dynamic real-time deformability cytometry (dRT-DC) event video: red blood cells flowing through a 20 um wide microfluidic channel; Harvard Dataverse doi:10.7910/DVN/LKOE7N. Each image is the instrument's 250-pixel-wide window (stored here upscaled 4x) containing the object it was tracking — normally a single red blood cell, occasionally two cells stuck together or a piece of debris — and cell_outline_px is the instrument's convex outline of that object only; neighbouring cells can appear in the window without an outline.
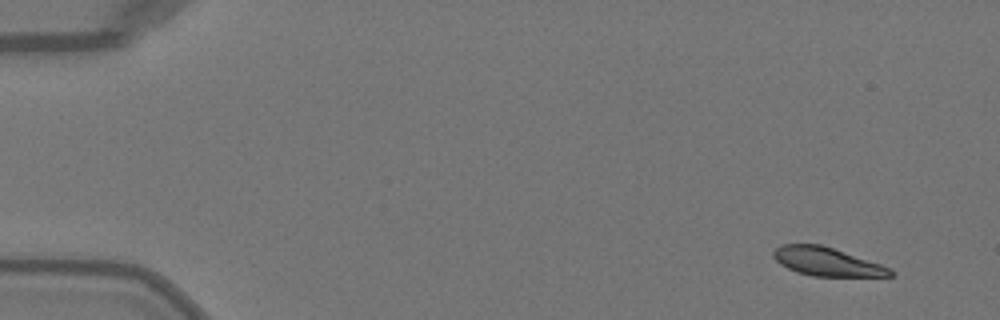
{"species": "Egyptian fruit bat (a non-hibernating species)", "species_latin": "Rousettus aegyptiacus", "temperature_condition": "warm", "stored_images_in_passage": 20, "camera_frame_rate_fps": 3000, "um_per_image_px": 0.085, "animal": {"sex": "female"}, "frame": {"image": 1, "passage_image": 1, "time_ms": 0.0, "image_size_px": [1000, 320], "cell_outline_px": [[896, 272], [892, 276], [812, 276], [796, 272], [780, 264], [772, 256], [772, 252], [776, 248], [784, 244], [820, 244], [892, 268]], "centroid_in_image_um": [70.28, 22.25], "position_along_channel_um": 14.7, "area_um2": 19.25}}
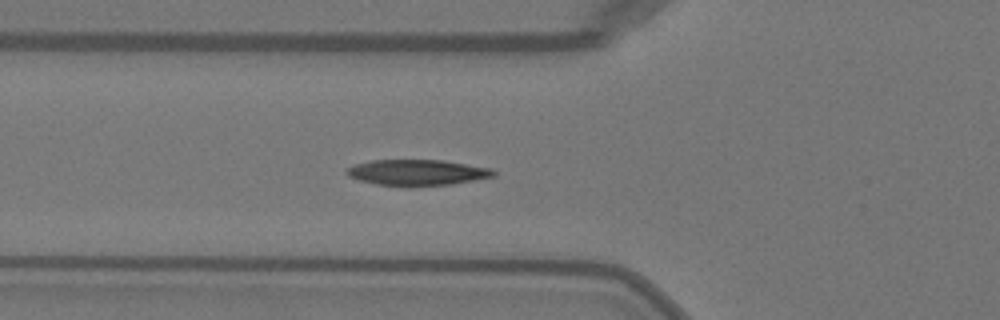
{"frame": {"image": 2, "passage_image": 16, "time_ms": 5.0, "image_size_px": [1000, 320], "cell_outline_px": [[496, 176], [452, 184], [408, 188], [404, 188], [376, 184], [356, 180], [348, 176], [344, 172], [348, 168], [356, 164], [372, 160], [444, 160], [492, 168], [496, 172]], "centroid_in_image_um": [35.45, 14.69], "position_along_channel_um": 90.3, "area_um2": 22.77}}
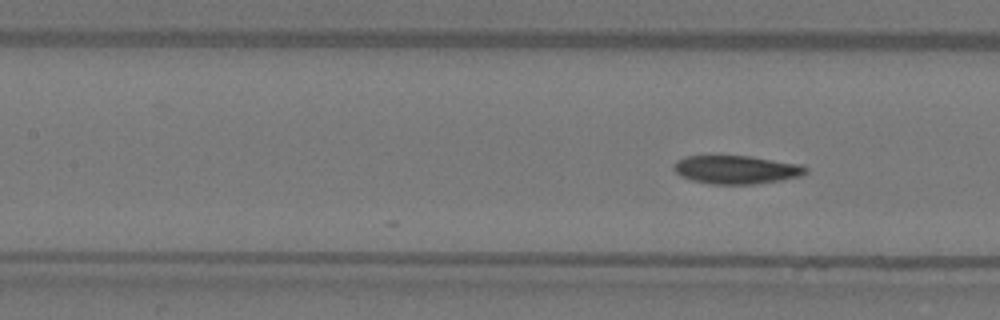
{"frame": {"image": 3, "passage_image": 20, "time_ms": 6.333, "image_size_px": [1000, 320], "cell_outline_px": [[808, 172], [804, 176], [784, 180], [756, 184], [712, 184], [692, 180], [680, 176], [672, 168], [672, 164], [676, 160], [684, 156], [748, 156], [804, 164], [808, 168]], "centroid_in_image_um": [62.63, 14.42], "position_along_channel_um": 144.8, "area_um2": 22.25}}